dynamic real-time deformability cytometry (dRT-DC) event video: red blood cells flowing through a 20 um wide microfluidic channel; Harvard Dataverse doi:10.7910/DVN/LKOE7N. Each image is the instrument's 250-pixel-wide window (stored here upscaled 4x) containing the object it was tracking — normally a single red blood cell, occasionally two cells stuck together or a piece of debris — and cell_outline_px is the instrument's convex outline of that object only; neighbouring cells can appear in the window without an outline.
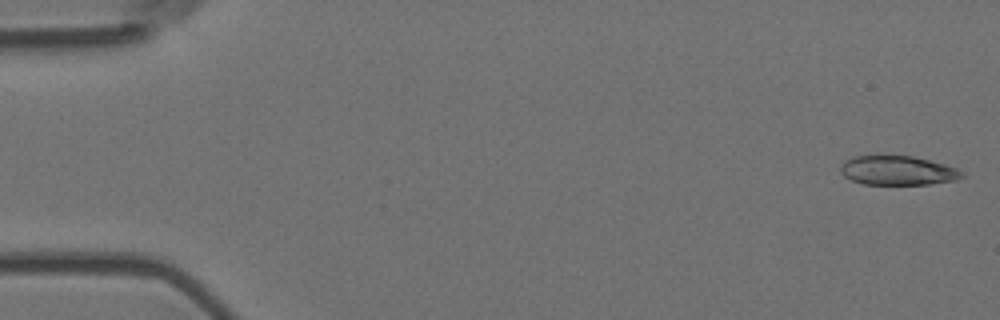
{"species": "Egyptian fruit bat (a non-hibernating species)", "species_latin": "Rousettus aegyptiacus", "temperature_condition": "room temperature", "stored_images_in_passage": 54, "camera_frame_rate_fps": 3000, "um_per_image_px": 0.085, "animal": {"sex": "female"}, "frame": {"image": 1, "passage_image": 1, "time_ms": 0.0, "image_size_px": [1000, 320], "cell_outline_px": [[964, 176], [956, 180], [928, 184], [864, 184], [852, 180], [844, 176], [840, 172], [840, 164], [844, 160], [852, 156], [912, 156], [944, 164], [956, 168], [964, 172]], "centroid_in_image_um": [76.28, 14.49], "position_along_channel_um": 8.7, "area_um2": 20.63}}
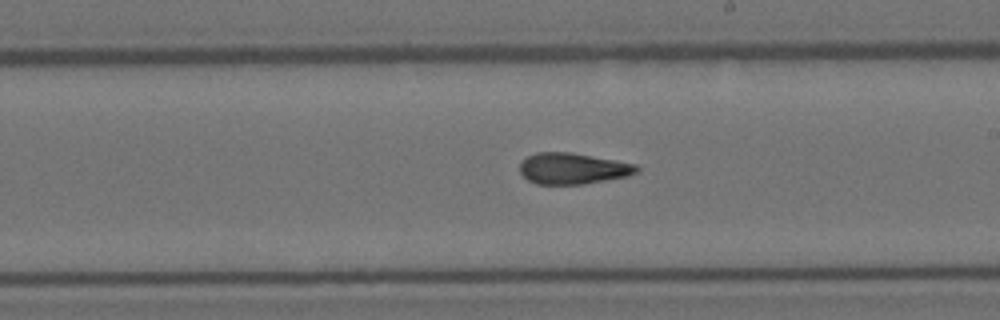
{"frame": {"image": 2, "passage_image": 31, "time_ms": 10.0, "image_size_px": [1000, 320], "cell_outline_px": [[640, 172], [628, 176], [584, 184], [536, 184], [528, 180], [520, 172], [520, 164], [528, 156], [536, 152], [572, 152], [616, 160], [636, 164], [640, 168]], "centroid_in_image_um": [48.73, 14.32], "position_along_channel_um": 240.3, "area_um2": 21.33}}
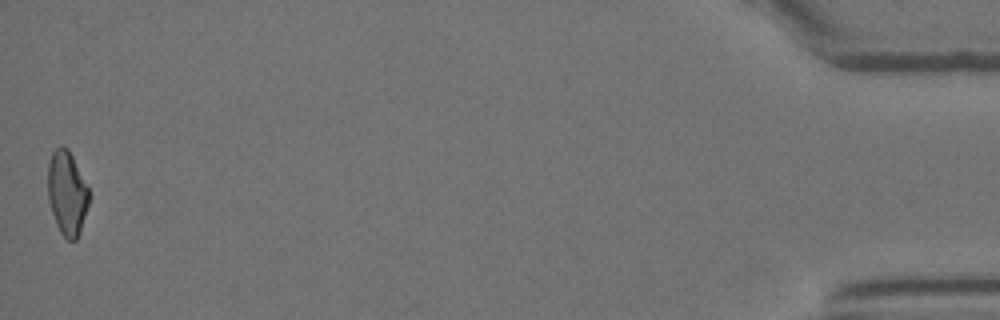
{"frame": {"image": 3, "passage_image": 54, "time_ms": 17.667, "image_size_px": [1000, 320], "cell_outline_px": [[92, 196], [80, 232], [76, 240], [68, 240], [60, 232], [56, 224], [48, 200], [48, 164], [52, 152], [60, 144], [68, 148], [88, 184]], "centroid_in_image_um": [5.73, 16.39], "position_along_channel_um": 429.5, "area_um2": 20.69}, "authors_computed_cell_mechanics": {"area_um2": 21.5594, "velocity_mm_per_s": 3.6941, "shape_relaxation_time_tau1_ms": 11.1693, "shape_relaxation_time_tau2_ms": 3.6353, "deformation_change_tau1": 0.2517, "deformation_change_tau2": 0.1124}}